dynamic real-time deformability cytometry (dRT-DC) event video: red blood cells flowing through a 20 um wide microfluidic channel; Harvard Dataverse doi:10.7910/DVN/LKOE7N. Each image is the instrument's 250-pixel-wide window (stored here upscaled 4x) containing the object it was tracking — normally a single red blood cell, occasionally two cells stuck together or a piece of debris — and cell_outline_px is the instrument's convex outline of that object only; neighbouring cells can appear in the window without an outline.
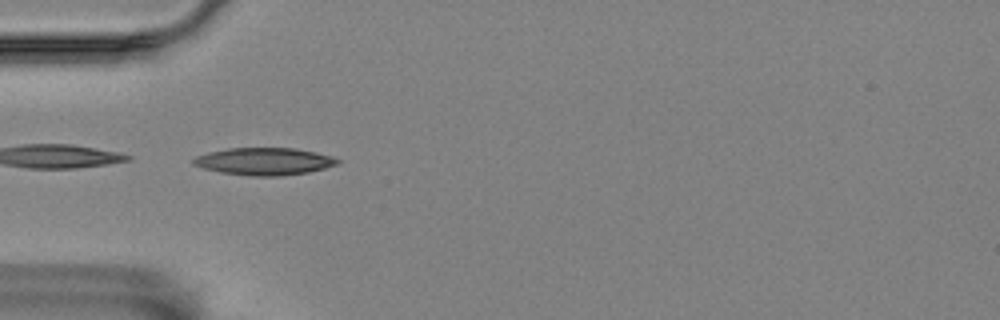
{"species": "Egyptian fruit bat (a non-hibernating species)", "species_latin": "Rousettus aegyptiacus", "temperature_condition": "room temperature", "stored_images_in_passage": 1, "camera_frame_rate_fps": 3000, "um_per_image_px": 0.085, "animal": {"sex": "female"}, "frame": {"image": 1, "passage_image": 1, "time_ms": 0.0, "image_size_px": [1000, 320], "cell_outline_px": [[340, 164], [308, 172], [280, 176], [252, 176], [220, 172], [204, 168], [192, 164], [192, 160], [196, 156], [208, 152], [228, 148], [296, 148], [316, 152], [332, 156], [340, 160]], "centroid_in_image_um": [22.48, 13.71], "position_along_channel_um": 62.5, "area_um2": 23.0}}